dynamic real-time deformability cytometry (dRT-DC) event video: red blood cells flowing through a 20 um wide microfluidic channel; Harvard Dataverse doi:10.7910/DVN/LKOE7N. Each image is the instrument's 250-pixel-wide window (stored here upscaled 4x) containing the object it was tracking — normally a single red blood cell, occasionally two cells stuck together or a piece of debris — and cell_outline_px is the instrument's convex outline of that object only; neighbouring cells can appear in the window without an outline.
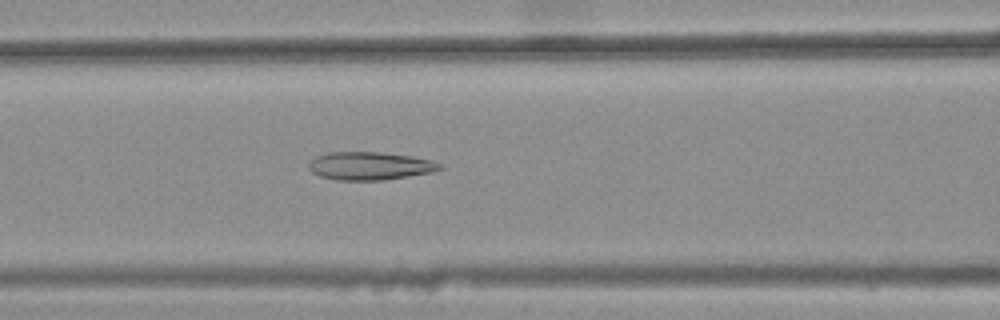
{"species": "common noctule bat (a hibernating species)", "species_latin": "Nyctalus noctula", "temperature_condition": "warm", "stored_images_in_passage": 46, "camera_frame_rate_fps": 3000, "um_per_image_px": 0.085, "animal": {"sex": "female", "body_mass_g": 25.1}, "frame": {"image": 1, "passage_image": 22, "time_ms": 7.0, "image_size_px": [1000, 320], "cell_outline_px": [[444, 168], [432, 172], [384, 180], [336, 180], [320, 176], [312, 172], [308, 168], [308, 164], [316, 156], [328, 152], [380, 152], [412, 156], [428, 160], [440, 164]], "centroid_in_image_um": [31.41, 14.1], "position_along_channel_um": 135.2, "area_um2": 21.33}}
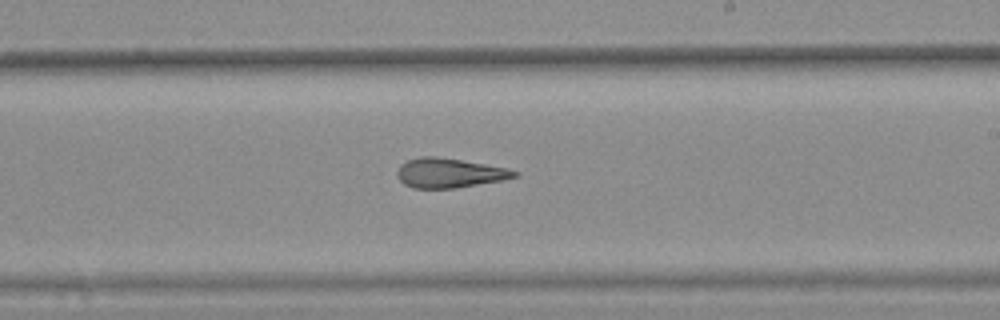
{"frame": {"image": 2, "passage_image": 31, "time_ms": 10.0, "image_size_px": [1000, 320], "cell_outline_px": [[520, 176], [500, 180], [456, 188], [412, 188], [404, 184], [396, 176], [396, 172], [400, 164], [408, 160], [420, 156], [436, 156], [508, 168], [520, 172]], "centroid_in_image_um": [38.17, 14.7], "position_along_channel_um": 250.8, "area_um2": 20.17}}
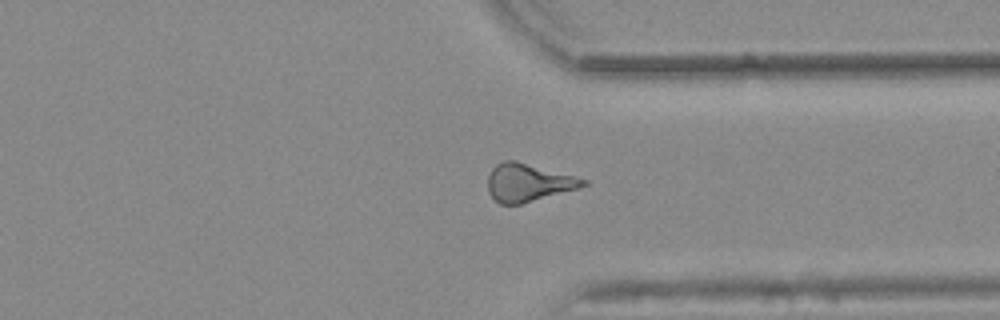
{"frame": {"image": 3, "passage_image": 40, "time_ms": 13.0, "image_size_px": [1000, 320], "cell_outline_px": [[588, 184], [580, 188], [520, 204], [500, 204], [488, 192], [488, 176], [492, 168], [496, 164], [504, 160], [516, 160], [588, 180]], "centroid_in_image_um": [44.89, 15.51], "position_along_channel_um": 366.5, "area_um2": 20.92}, "authors_computed_cell_mechanics": {"area_um2": 20.9814, "velocity_mm_per_s": 3.8603, "shape_relaxation_time_tau1_ms": null, "shape_relaxation_time_tau2_ms": 3.2883, "deformation_change_tau1": null, "deformation_change_tau2": 0.1431}}